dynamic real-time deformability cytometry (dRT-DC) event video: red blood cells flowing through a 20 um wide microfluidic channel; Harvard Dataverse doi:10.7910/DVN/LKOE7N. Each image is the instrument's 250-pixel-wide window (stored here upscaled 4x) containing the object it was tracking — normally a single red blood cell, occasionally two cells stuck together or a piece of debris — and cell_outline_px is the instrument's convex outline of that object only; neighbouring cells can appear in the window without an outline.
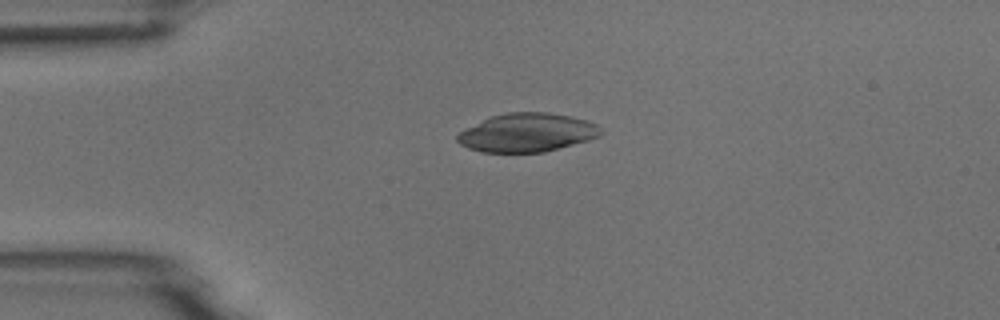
{"species": "common noctule bat (a hibernating species)", "species_latin": "Nyctalus noctula", "temperature_condition": "room temperature", "stored_images_in_passage": 9, "camera_frame_rate_fps": 3000, "um_per_image_px": 0.085, "animal": {"sex": "male", "body_mass_g": 18.8}, "frame": {"image": 1, "passage_image": 3, "time_ms": 2.333, "image_size_px": [1000, 320], "cell_outline_px": [[604, 132], [600, 136], [588, 140], [544, 152], [480, 152], [468, 148], [460, 144], [456, 140], [456, 136], [460, 132], [492, 116], [508, 112], [548, 112], [572, 116], [588, 120], [596, 124]], "centroid_in_image_um": [44.84, 11.27], "position_along_channel_um": 40.2, "area_um2": 32.14}}
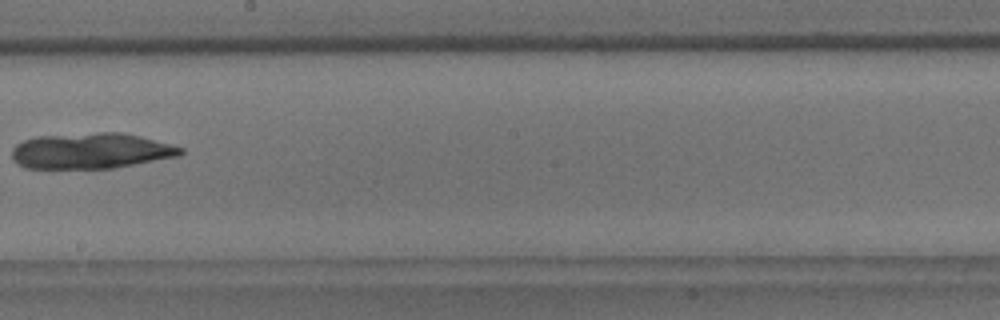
{"frame": {"image": 2, "passage_image": 8, "time_ms": 8.333, "image_size_px": [1000, 320], "cell_outline_px": [[184, 152], [180, 156], [116, 168], [24, 168], [12, 160], [12, 148], [16, 144], [24, 140], [36, 136], [100, 132], [120, 132], [140, 136], [184, 148]], "centroid_in_image_um": [7.73, 12.82], "position_along_channel_um": 240.5, "area_um2": 35.32}}